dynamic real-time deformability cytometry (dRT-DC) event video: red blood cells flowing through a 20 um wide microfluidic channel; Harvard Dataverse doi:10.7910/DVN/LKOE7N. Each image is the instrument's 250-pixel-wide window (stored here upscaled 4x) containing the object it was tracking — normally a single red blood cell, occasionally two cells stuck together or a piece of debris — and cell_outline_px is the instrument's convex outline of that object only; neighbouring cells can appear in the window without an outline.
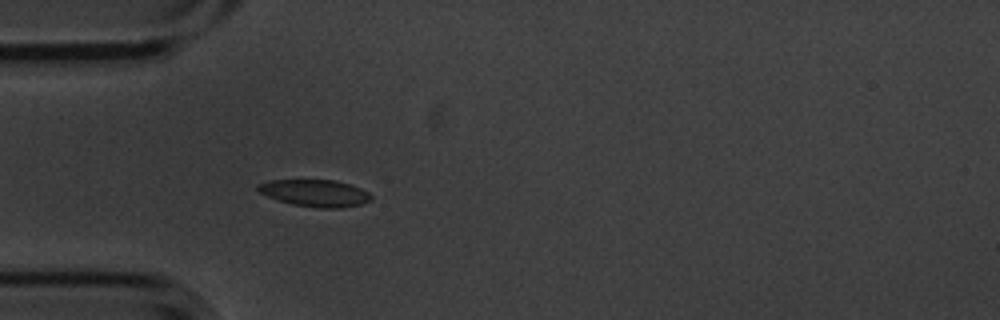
{"species": "common noctule bat (a hibernating species)", "species_latin": "Nyctalus noctula", "temperature_condition": "cold", "stored_images_in_passage": 4, "camera_frame_rate_fps": 3000, "um_per_image_px": 0.085, "animal": {"sex": "male", "body_mass_g": 20.1, "forearm_length_mm": 53.5}, "frame": {"image": 1, "passage_image": 4, "time_ms": 1.0, "image_size_px": [1000, 320], "cell_outline_px": [[372, 200], [360, 204], [340, 208], [320, 208], [292, 204], [268, 196], [260, 192], [256, 188], [260, 184], [272, 180], [336, 180], [360, 188], [368, 192], [372, 196]], "centroid_in_image_um": [26.82, 16.41], "position_along_channel_um": 58.2, "area_um2": 17.51}}